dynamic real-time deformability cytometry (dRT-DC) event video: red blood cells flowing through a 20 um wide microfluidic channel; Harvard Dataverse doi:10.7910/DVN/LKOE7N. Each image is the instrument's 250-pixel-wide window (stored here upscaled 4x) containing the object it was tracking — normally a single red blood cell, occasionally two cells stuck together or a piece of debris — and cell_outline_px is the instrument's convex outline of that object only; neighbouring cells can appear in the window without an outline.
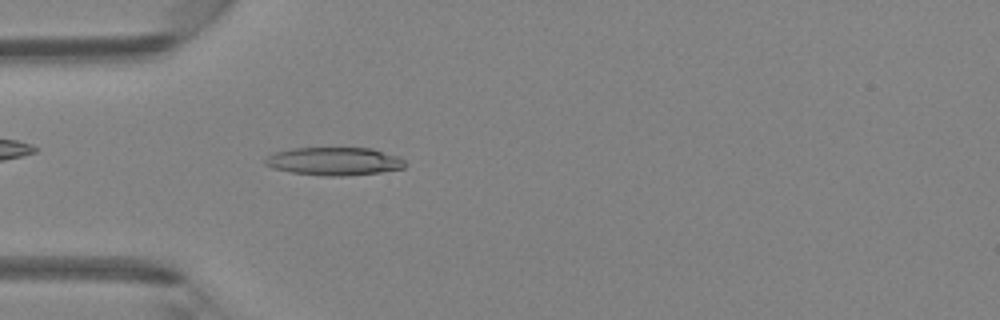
{"species": "Egyptian fruit bat (a non-hibernating species)", "species_latin": "Rousettus aegyptiacus", "temperature_condition": "room temperature", "stored_images_in_passage": 46, "camera_frame_rate_fps": 3000, "um_per_image_px": 0.085, "animal": {"sex": "female"}, "frame": {"image": 1, "passage_image": 13, "time_ms": 4.0, "image_size_px": [1000, 320], "cell_outline_px": [[408, 164], [404, 168], [380, 172], [344, 176], [324, 176], [292, 172], [272, 168], [264, 164], [264, 160], [268, 156], [276, 152], [292, 148], [372, 148], [400, 156]], "centroid_in_image_um": [28.45, 13.71], "position_along_channel_um": 56.6, "area_um2": 23.0}}
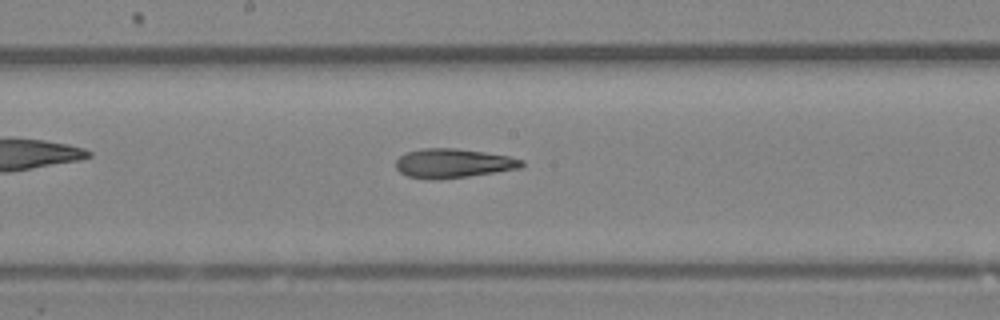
{"frame": {"image": 2, "passage_image": 24, "time_ms": 7.667, "image_size_px": [1000, 320], "cell_outline_px": [[524, 164], [520, 168], [496, 172], [440, 180], [428, 180], [408, 176], [400, 172], [396, 168], [396, 160], [400, 156], [408, 152], [424, 148], [456, 148], [484, 152], [508, 156], [524, 160]], "centroid_in_image_um": [38.51, 13.89], "position_along_channel_um": 209.7, "area_um2": 21.44}}
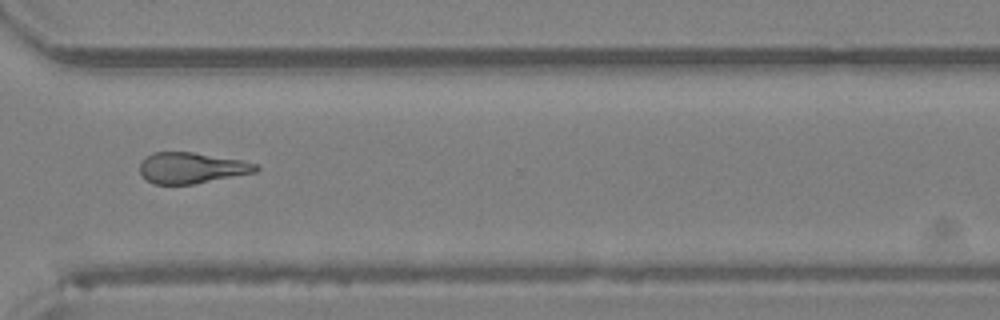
{"frame": {"image": 3, "passage_image": 34, "time_ms": 11.0, "image_size_px": [1000, 320], "cell_outline_px": [[260, 168], [256, 172], [192, 184], [152, 184], [140, 172], [140, 164], [148, 156], [156, 152], [192, 152], [240, 160], [260, 164]], "centroid_in_image_um": [16.32, 14.27], "position_along_channel_um": 354.3, "area_um2": 20.63}, "authors_computed_cell_mechanics": {"area_um2": 21.7328, "velocity_mm_per_s": 4.3291, "shape_relaxation_time_tau1_ms": 3.2653, "shape_relaxation_time_tau2_ms": 3.8445, "deformation_change_tau1": 0.1396, "deformation_change_tau2": 0.1704}}